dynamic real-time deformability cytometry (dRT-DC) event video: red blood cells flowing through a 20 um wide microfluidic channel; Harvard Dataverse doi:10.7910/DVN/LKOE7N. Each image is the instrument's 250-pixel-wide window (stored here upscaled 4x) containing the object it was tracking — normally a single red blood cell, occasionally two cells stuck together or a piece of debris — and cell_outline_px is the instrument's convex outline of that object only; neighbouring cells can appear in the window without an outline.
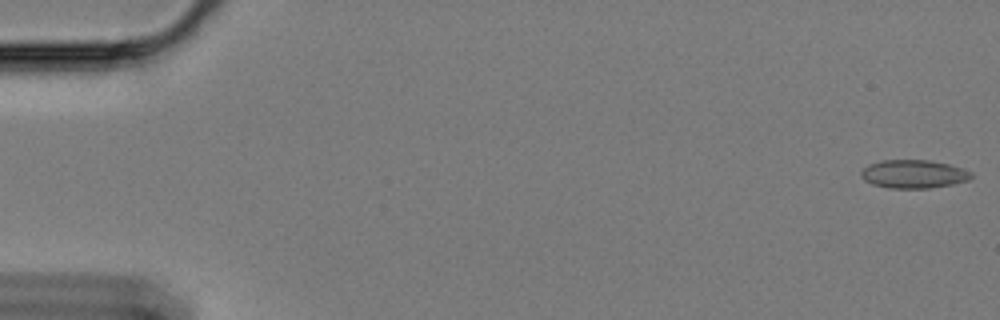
{"species": "Egyptian fruit bat (a non-hibernating species)", "species_latin": "Rousettus aegyptiacus", "temperature_condition": "cold", "stored_images_in_passage": 59, "camera_frame_rate_fps": 3000, "um_per_image_px": 0.085, "animal": {"sex": "female"}, "frame": {"image": 1, "passage_image": 1, "time_ms": 0.0, "image_size_px": [1000, 320], "cell_outline_px": [[972, 176], [968, 180], [952, 184], [928, 188], [888, 188], [872, 184], [864, 180], [860, 176], [860, 172], [868, 164], [880, 160], [928, 160], [948, 164], [964, 168], [972, 172]], "centroid_in_image_um": [77.63, 14.79], "position_along_channel_um": 7.4, "area_um2": 18.26}}
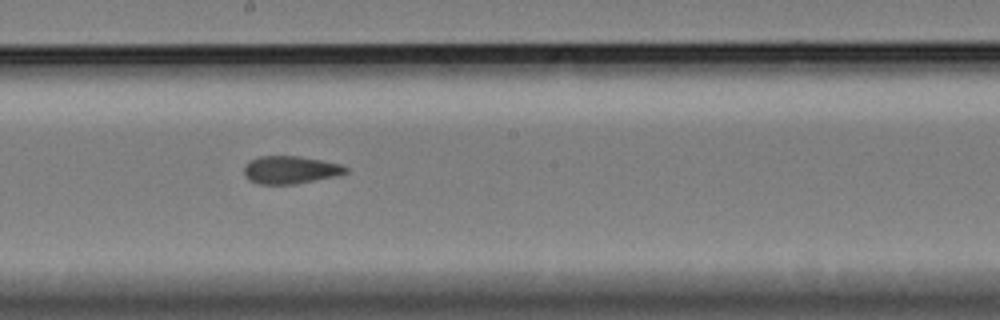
{"frame": {"image": 2, "passage_image": 33, "time_ms": 10.667, "image_size_px": [1000, 320], "cell_outline_px": [[348, 172], [336, 176], [296, 184], [260, 184], [248, 180], [244, 176], [244, 164], [248, 160], [260, 156], [300, 156], [340, 164], [348, 168]], "centroid_in_image_um": [24.64, 14.44], "position_along_channel_um": 223.6, "area_um2": 16.59}}
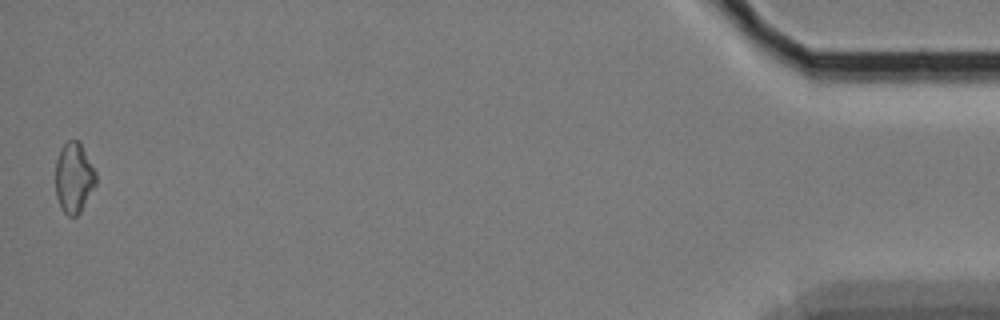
{"frame": {"image": 3, "passage_image": 59, "time_ms": 19.333, "image_size_px": [1000, 320], "cell_outline_px": [[96, 184], [80, 212], [76, 216], [68, 216], [60, 208], [56, 196], [56, 160], [60, 148], [68, 140], [80, 140], [96, 172]], "centroid_in_image_um": [6.28, 15.09], "position_along_channel_um": 428.9, "area_um2": 16.7}, "authors_computed_cell_mechanics": {"area_um2": 17.1666, "velocity_mm_per_s": 3.3833, "shape_relaxation_time_tau1_ms": null, "shape_relaxation_time_tau2_ms": 4.1826, "deformation_change_tau1": null, "deformation_change_tau2": 0.0927}}